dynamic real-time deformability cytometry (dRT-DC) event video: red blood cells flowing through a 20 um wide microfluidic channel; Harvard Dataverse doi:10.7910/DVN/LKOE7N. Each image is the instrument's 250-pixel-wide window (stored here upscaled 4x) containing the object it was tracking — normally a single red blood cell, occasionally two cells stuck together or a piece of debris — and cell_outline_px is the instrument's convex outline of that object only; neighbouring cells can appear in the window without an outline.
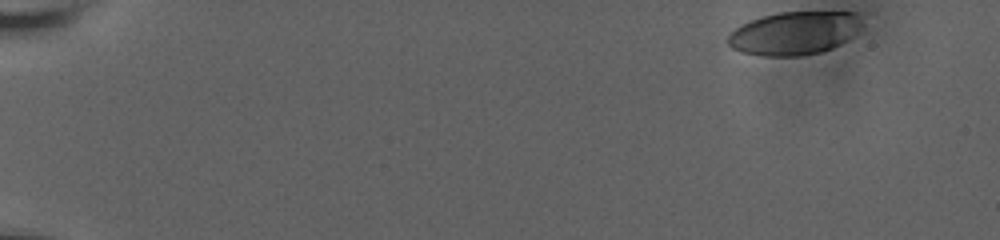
{"species": "human", "species_latin": "Homo sapiens", "temperature_condition": "room temperature", "stored_images_in_passage": 35, "camera_frame_rate_fps": 3000, "um_per_image_px": 0.085, "donor": {"sex": "male"}, "frame": {"image": 1, "passage_image": 1, "time_ms": 0.0, "image_size_px": [1000, 240], "cell_outline_px": [[864, 24], [848, 40], [832, 48], [820, 52], [800, 56], [764, 56], [740, 52], [732, 48], [724, 40], [740, 24], [764, 16], [780, 12], [856, 12]], "centroid_in_image_um": [67.51, 2.82], "position_along_channel_um": 17.5, "area_um2": 33.87}}
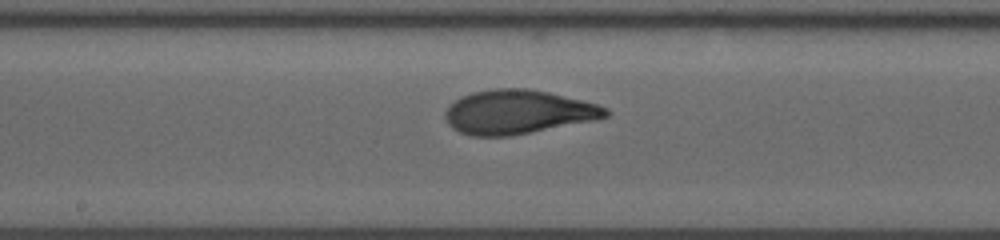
{"frame": {"image": 2, "passage_image": 18, "time_ms": 9.333, "image_size_px": [1000, 240], "cell_outline_px": [[608, 116], [592, 120], [512, 136], [472, 136], [460, 132], [452, 128], [448, 124], [444, 116], [444, 112], [456, 100], [472, 92], [492, 88], [528, 88], [548, 92], [596, 104], [608, 108]], "centroid_in_image_um": [43.98, 9.52], "position_along_channel_um": 204.2, "area_um2": 40.81}}
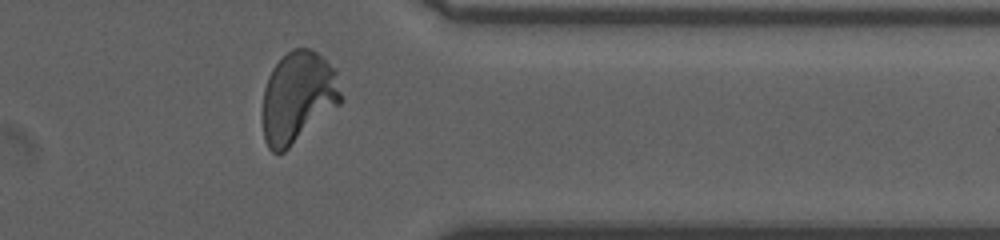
{"frame": {"image": 3, "passage_image": 33, "time_ms": 14.333, "image_size_px": [1000, 240], "cell_outline_px": [[340, 104], [284, 152], [272, 152], [268, 148], [264, 140], [264, 88], [268, 76], [272, 68], [292, 48], [312, 48], [336, 68], [340, 92]], "centroid_in_image_um": [25.33, 8.24], "position_along_channel_um": 386.1, "area_um2": 41.33}, "authors_computed_cell_mechanics": {"area_um2": 39.882, "velocity_mm_per_s": 3.7576, "shape_relaxation_time_tau1_ms": 4.7651, "shape_relaxation_time_tau2_ms": null, "deformation_change_tau1": 0.2037, "deformation_change_tau2": null}}